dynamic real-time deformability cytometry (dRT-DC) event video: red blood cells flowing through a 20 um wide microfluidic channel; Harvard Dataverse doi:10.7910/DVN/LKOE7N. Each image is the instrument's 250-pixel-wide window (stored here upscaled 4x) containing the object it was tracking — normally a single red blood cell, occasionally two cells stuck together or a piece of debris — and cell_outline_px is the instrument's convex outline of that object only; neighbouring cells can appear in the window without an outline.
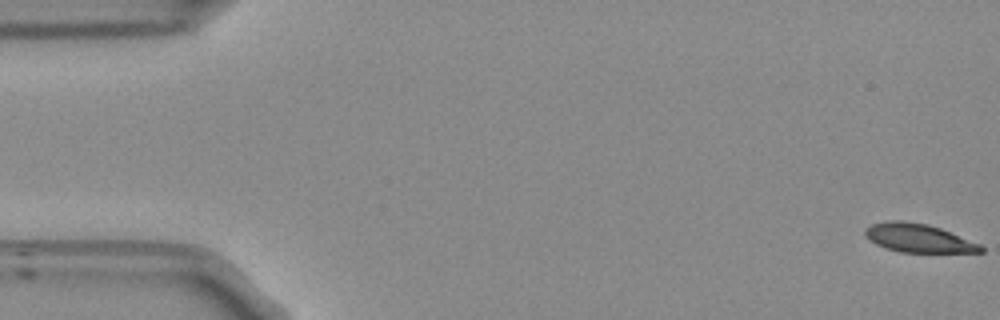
{"species": "Egyptian fruit bat (a non-hibernating species)", "species_latin": "Rousettus aegyptiacus", "temperature_condition": "room temperature", "stored_images_in_passage": 10, "camera_frame_rate_fps": 3000, "um_per_image_px": 0.085, "frame": {"image": 1, "passage_image": 1, "time_ms": 0.0, "image_size_px": [1000, 320], "cell_outline_px": [[984, 252], [900, 252], [884, 248], [868, 240], [864, 236], [864, 228], [872, 224], [888, 220], [900, 220], [928, 224], [940, 228], [980, 244], [984, 248]], "centroid_in_image_um": [78.01, 20.23], "position_along_channel_um": 7.0, "area_um2": 19.31}}